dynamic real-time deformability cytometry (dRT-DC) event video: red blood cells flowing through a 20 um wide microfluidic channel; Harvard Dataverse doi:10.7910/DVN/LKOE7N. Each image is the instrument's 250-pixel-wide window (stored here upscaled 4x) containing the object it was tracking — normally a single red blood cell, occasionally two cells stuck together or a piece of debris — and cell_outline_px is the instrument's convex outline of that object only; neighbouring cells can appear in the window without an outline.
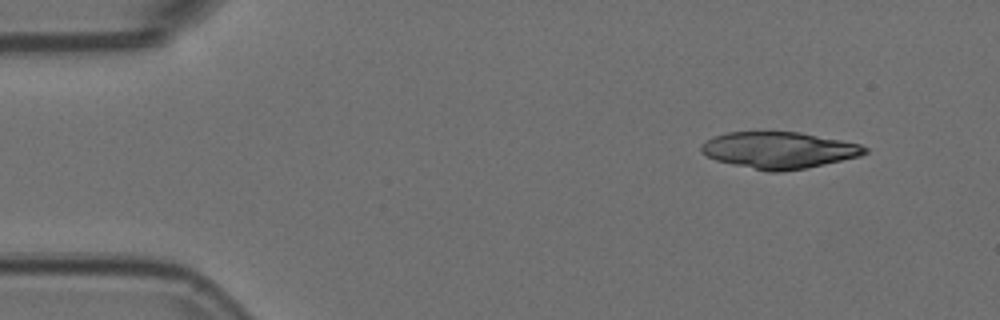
{"species": "Egyptian fruit bat (a non-hibernating species)", "species_latin": "Rousettus aegyptiacus", "temperature_condition": "room temperature", "stored_images_in_passage": 49, "camera_frame_rate_fps": 3000, "um_per_image_px": 0.085, "animal": {"sex": "female"}, "frame": {"image": 1, "passage_image": 1, "time_ms": 0.0, "image_size_px": [1000, 320], "cell_outline_px": [[868, 152], [860, 156], [824, 164], [804, 168], [776, 172], [768, 172], [732, 164], [716, 160], [708, 156], [700, 148], [712, 136], [728, 132], [800, 132], [860, 144], [868, 148]], "centroid_in_image_um": [66.23, 12.76], "position_along_channel_um": 18.8, "area_um2": 34.45}}
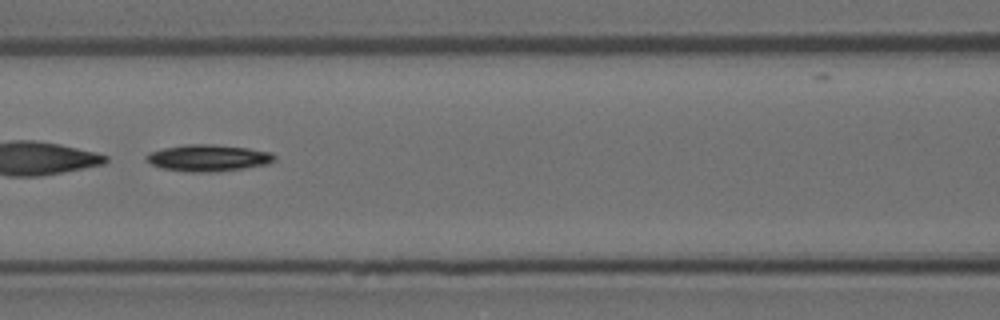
{"frame": {"image": 2, "passage_image": 19, "time_ms": 6.0, "image_size_px": [1000, 320], "cell_outline_px": [[276, 160], [268, 164], [244, 168], [212, 172], [188, 172], [160, 168], [144, 160], [144, 156], [148, 152], [164, 148], [184, 144], [212, 144], [248, 148], [272, 152], [276, 156]], "centroid_in_image_um": [17.67, 13.42], "position_along_channel_um": 148.9, "area_um2": 20.17}}
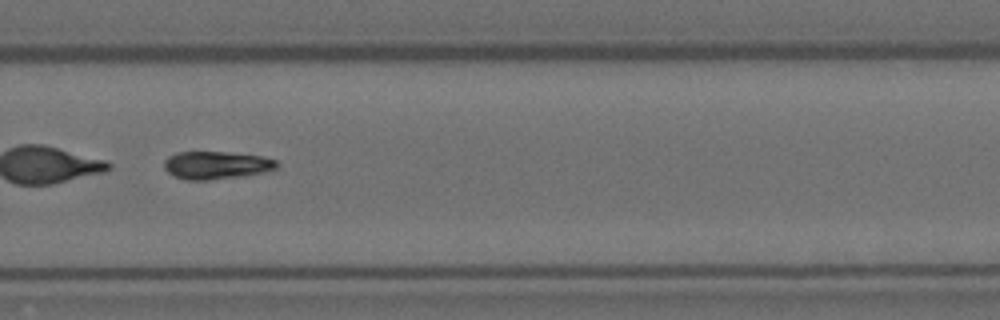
{"frame": {"image": 3, "passage_image": 32, "time_ms": 10.333, "image_size_px": [1000, 320], "cell_outline_px": [[280, 164], [276, 168], [264, 172], [240, 176], [208, 180], [184, 180], [168, 172], [164, 168], [164, 160], [168, 156], [176, 152], [228, 152], [260, 156], [276, 160]], "centroid_in_image_um": [18.37, 14.03], "position_along_channel_um": 311.4, "area_um2": 18.21}, "authors_computed_cell_mechanics": {"area_um2": 19.5364, "velocity_mm_per_s": 3.7682, "shape_relaxation_time_tau1_ms": 4.7989, "shape_relaxation_time_tau2_ms": null, "deformation_change_tau1": 0.1626, "deformation_change_tau2": null}}